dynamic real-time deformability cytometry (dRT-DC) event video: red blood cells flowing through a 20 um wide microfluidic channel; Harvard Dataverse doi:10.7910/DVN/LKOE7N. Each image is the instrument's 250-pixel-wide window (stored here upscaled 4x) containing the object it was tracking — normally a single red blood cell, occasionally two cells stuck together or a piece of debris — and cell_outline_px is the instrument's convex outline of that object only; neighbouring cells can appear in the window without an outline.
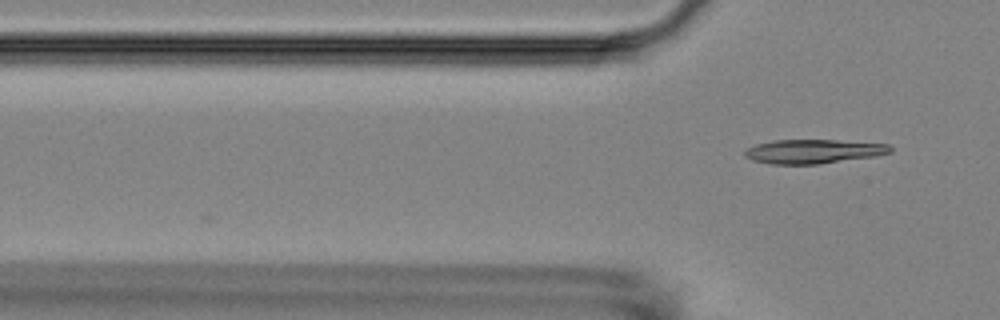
{"species": "Egyptian fruit bat (a non-hibernating species)", "species_latin": "Rousettus aegyptiacus", "temperature_condition": "room temperature", "stored_images_in_passage": 5, "camera_frame_rate_fps": 3000, "um_per_image_px": 0.085, "animal": {"sex": "female"}, "frame": {"image": 1, "passage_image": 5, "time_ms": 4.667, "image_size_px": [1000, 320], "cell_outline_px": [[892, 152], [876, 156], [816, 164], [772, 164], [752, 160], [744, 156], [744, 152], [748, 148], [756, 144], [772, 140], [836, 140], [888, 144], [892, 148]], "centroid_in_image_um": [69.13, 12.86], "position_along_channel_um": 56.7, "area_um2": 20.35}}